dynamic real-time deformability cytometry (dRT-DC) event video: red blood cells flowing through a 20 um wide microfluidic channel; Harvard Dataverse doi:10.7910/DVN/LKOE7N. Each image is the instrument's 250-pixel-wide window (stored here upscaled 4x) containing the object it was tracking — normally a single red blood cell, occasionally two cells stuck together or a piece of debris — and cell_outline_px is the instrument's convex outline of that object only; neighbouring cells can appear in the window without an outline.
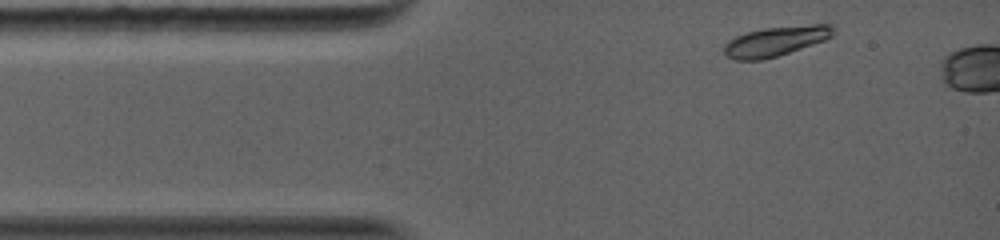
{"species": "common noctule bat (a hibernating species)", "species_latin": "Nyctalus noctula", "temperature_condition": "warm", "stored_images_in_passage": 2, "camera_frame_rate_fps": 5000, "um_per_image_px": 0.085, "animal": {"sex": "female", "body_mass_g": 19.0, "forearm_length_mm": 56.7}, "frame": {"image": 1, "passage_image": 1, "time_ms": 0.0, "image_size_px": [1000, 240], "cell_outline_px": [[832, 36], [824, 40], [776, 56], [760, 60], [736, 60], [728, 56], [724, 52], [724, 44], [728, 40], [736, 36], [748, 32], [764, 28], [812, 24], [832, 24]], "centroid_in_image_um": [65.9, 3.49], "position_along_channel_um": 19.1, "area_um2": 18.55}}